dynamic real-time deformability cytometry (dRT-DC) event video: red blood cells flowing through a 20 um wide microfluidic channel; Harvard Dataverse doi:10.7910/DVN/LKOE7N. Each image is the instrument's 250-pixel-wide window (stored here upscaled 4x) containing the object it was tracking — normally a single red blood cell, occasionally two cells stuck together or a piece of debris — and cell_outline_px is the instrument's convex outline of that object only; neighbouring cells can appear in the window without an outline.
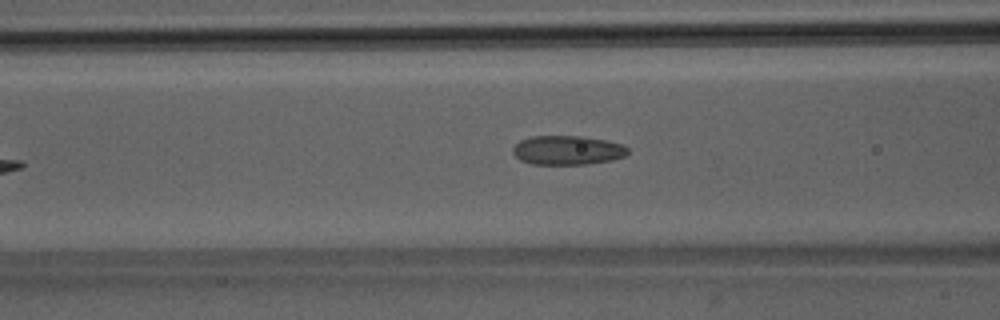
{"species": "Egyptian fruit bat (a non-hibernating species)", "species_latin": "Rousettus aegyptiacus", "temperature_condition": "room temperature", "stored_images_in_passage": 8, "camera_frame_rate_fps": 3000, "um_per_image_px": 0.085, "animal": {"sex": "male"}, "frame": {"image": 1, "passage_image": 8, "time_ms": 8.333, "image_size_px": [1000, 320], "cell_outline_px": [[628, 152], [624, 156], [612, 160], [588, 164], [532, 164], [520, 160], [512, 152], [512, 148], [520, 140], [532, 136], [584, 136], [624, 144], [628, 148]], "centroid_in_image_um": [48.23, 12.76], "position_along_channel_um": 118.4, "area_um2": 19.59}}